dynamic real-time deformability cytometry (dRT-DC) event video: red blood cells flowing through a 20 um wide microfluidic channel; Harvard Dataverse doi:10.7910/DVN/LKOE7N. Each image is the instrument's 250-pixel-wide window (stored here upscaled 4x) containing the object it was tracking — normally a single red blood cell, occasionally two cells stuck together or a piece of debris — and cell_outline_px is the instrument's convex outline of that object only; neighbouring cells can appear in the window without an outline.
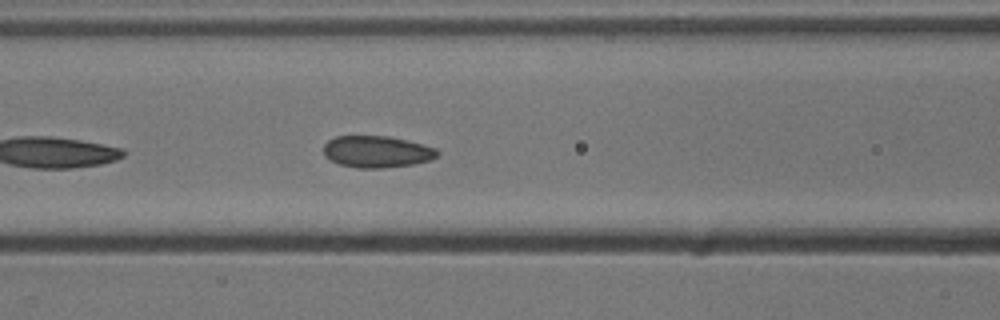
{"species": "common noctule bat (a hibernating species)", "species_latin": "Nyctalus noctula", "temperature_condition": "cold", "stored_images_in_passage": 25, "camera_frame_rate_fps": 3000, "um_per_image_px": 0.085, "animal": {"sex": "male", "body_mass_g": 13.3}, "frame": {"image": 1, "passage_image": 8, "time_ms": 2.333, "image_size_px": [1000, 320], "cell_outline_px": [[440, 152], [436, 156], [428, 160], [412, 164], [380, 168], [356, 168], [340, 164], [324, 156], [324, 144], [328, 140], [336, 136], [388, 136], [436, 148]], "centroid_in_image_um": [31.99, 12.89], "position_along_channel_um": 134.6, "area_um2": 20.75}}